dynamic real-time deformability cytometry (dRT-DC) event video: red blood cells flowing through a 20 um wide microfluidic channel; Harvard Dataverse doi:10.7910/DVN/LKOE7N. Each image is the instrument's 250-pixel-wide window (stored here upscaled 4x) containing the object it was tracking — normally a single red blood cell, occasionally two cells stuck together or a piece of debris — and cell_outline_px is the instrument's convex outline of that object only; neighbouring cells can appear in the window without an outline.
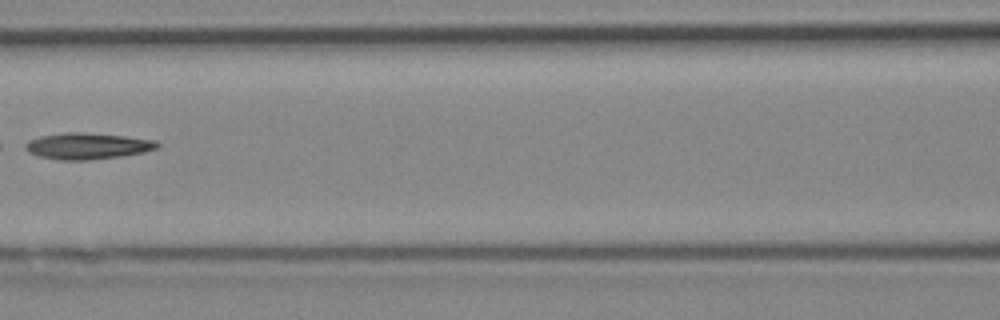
{"species": "Egyptian fruit bat (a non-hibernating species)", "species_latin": "Rousettus aegyptiacus", "temperature_condition": "cold", "stored_images_in_passage": 6, "segment_of_instrument_passage": [2, 2], "camera_frame_rate_fps": 3000, "um_per_image_px": 0.085, "animal": {"sex": "female"}, "frame": {"image": 1, "passage_image": 5, "time_ms": 1.333, "image_size_px": [1000, 320], "cell_outline_px": [[160, 144], [156, 148], [144, 152], [124, 156], [88, 160], [60, 160], [36, 156], [28, 152], [24, 148], [24, 144], [28, 140], [40, 136], [64, 132], [84, 132], [124, 136], [156, 140]], "centroid_in_image_um": [7.39, 12.41], "position_along_channel_um": 159.2, "area_um2": 20.46}}
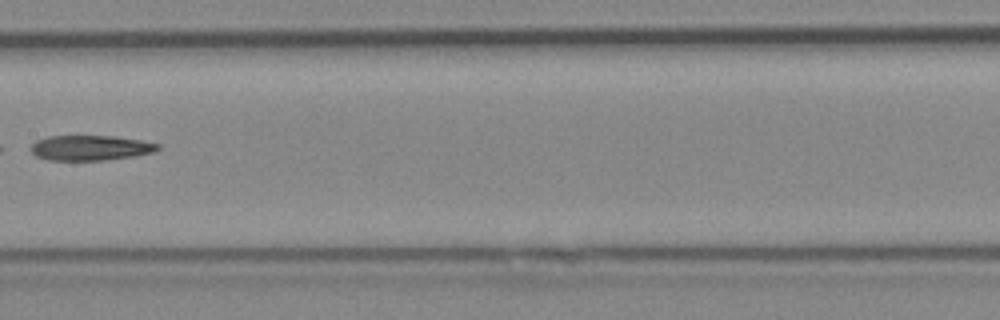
{"frame": {"image": 2, "passage_image": 6, "time_ms": 1.667, "image_size_px": [1000, 320], "cell_outline_px": [[160, 148], [152, 152], [136, 156], [104, 160], [48, 160], [36, 156], [32, 152], [32, 144], [36, 140], [48, 136], [112, 136], [140, 140], [160, 144]], "centroid_in_image_um": [7.69, 12.57], "position_along_channel_um": 199.7, "area_um2": 18.5}}